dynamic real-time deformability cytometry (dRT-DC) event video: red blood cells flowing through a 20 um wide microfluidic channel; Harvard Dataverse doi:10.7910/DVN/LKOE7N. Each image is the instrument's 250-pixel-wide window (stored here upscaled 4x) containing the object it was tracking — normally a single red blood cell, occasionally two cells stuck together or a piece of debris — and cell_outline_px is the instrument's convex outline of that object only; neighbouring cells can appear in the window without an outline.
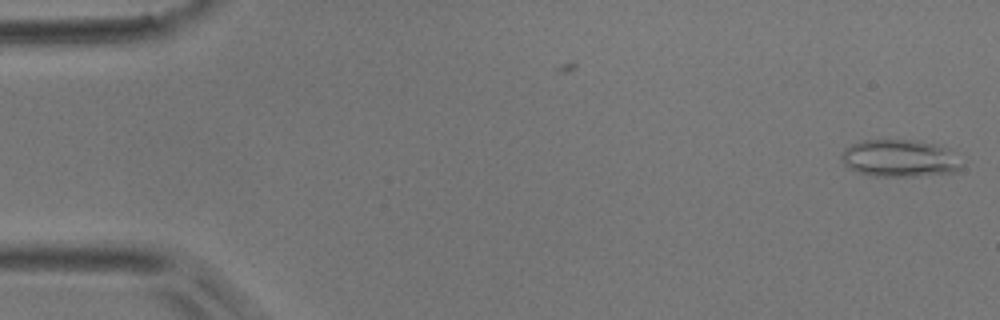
{"species": "common noctule bat (a hibernating species)", "species_latin": "Nyctalus noctula", "temperature_condition": "room temperature", "stored_images_in_passage": 4, "camera_frame_rate_fps": 3000, "um_per_image_px": 0.085, "animal": {"sex": "male", "body_mass_g": 17.9}, "frame": {"image": 1, "passage_image": 4, "time_ms": 1.0, "image_size_px": [1000, 320], "cell_outline_px": [[964, 164], [960, 168], [952, 172], [916, 176], [872, 176], [856, 172], [848, 168], [844, 164], [840, 156], [844, 148], [852, 144], [864, 140], [912, 140], [932, 144], [944, 148]], "centroid_in_image_um": [76.38, 13.47], "position_along_channel_um": 8.6, "area_um2": 25.78}}